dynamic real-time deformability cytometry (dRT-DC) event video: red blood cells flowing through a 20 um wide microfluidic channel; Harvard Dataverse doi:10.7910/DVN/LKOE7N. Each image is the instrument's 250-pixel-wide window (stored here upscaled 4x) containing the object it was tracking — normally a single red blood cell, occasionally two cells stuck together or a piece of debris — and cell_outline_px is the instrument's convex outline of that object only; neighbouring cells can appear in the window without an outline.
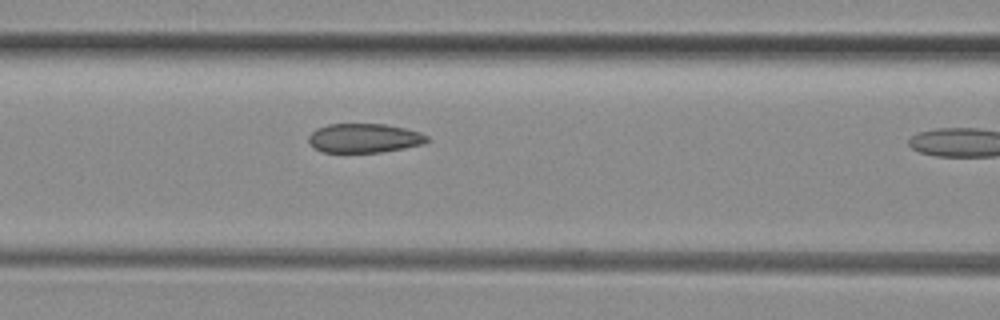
{"species": "common noctule bat (a hibernating species)", "species_latin": "Nyctalus noctula", "temperature_condition": "room temperature", "stored_images_in_passage": 16, "camera_frame_rate_fps": 3000, "um_per_image_px": 0.085, "animal": {"sex": "female", "body_mass_g": 29.2, "forearm_length_mm": 56.3}, "frame": {"image": 1, "passage_image": 12, "time_ms": 3.667, "image_size_px": [1000, 320], "cell_outline_px": [[428, 140], [424, 144], [404, 148], [380, 152], [320, 152], [312, 148], [308, 140], [308, 136], [316, 128], [328, 124], [384, 124], [404, 128], [420, 132], [428, 136]], "centroid_in_image_um": [30.92, 11.74], "position_along_channel_um": 135.7, "area_um2": 20.23}}